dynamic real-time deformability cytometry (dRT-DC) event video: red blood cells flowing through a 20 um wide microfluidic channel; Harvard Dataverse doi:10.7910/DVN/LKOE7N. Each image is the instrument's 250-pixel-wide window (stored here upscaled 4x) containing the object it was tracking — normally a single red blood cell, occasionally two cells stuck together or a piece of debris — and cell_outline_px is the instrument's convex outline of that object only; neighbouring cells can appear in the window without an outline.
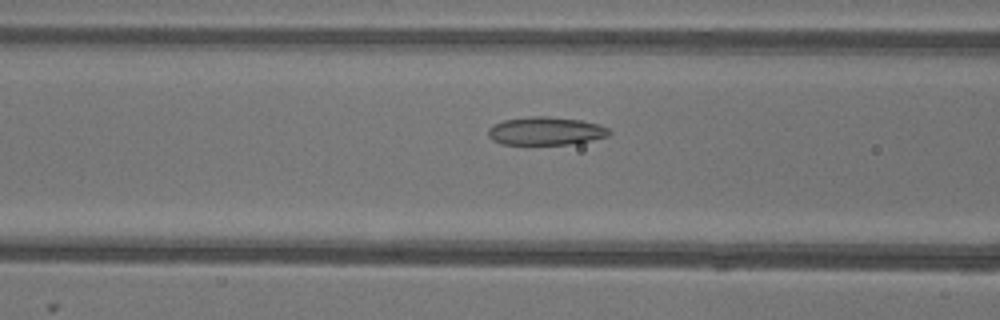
{"species": "common noctule bat (a hibernating species)", "species_latin": "Nyctalus noctula", "temperature_condition": "warm", "stored_images_in_passage": 42, "camera_frame_rate_fps": 3000, "um_per_image_px": 0.085, "animal": {"sex": "female"}, "frame": {"image": 1, "passage_image": 10, "time_ms": 3.0, "image_size_px": [1000, 320], "cell_outline_px": [[612, 132], [608, 136], [592, 140], [568, 144], [500, 144], [492, 140], [488, 136], [488, 128], [492, 124], [504, 120], [528, 116], [548, 116], [580, 120], [600, 124], [608, 128]], "centroid_in_image_um": [46.37, 11.13], "position_along_channel_um": 120.2, "area_um2": 20.0}}
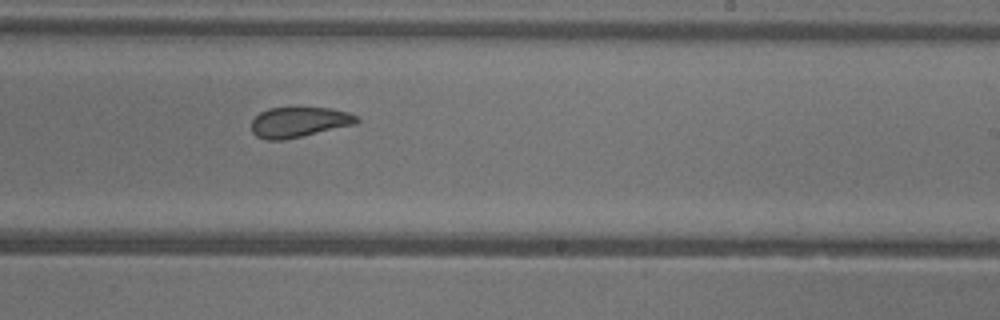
{"frame": {"image": 2, "passage_image": 21, "time_ms": 6.667, "image_size_px": [1000, 320], "cell_outline_px": [[360, 120], [356, 124], [284, 140], [264, 140], [256, 136], [252, 132], [252, 120], [260, 112], [268, 108], [328, 108], [348, 112], [356, 116]], "centroid_in_image_um": [25.4, 10.39], "position_along_channel_um": 263.6, "area_um2": 18.5}}
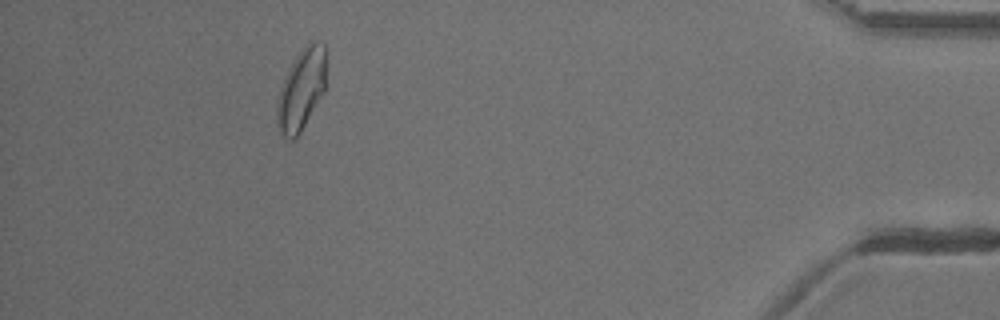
{"frame": {"image": 3, "passage_image": 37, "time_ms": 12.0, "image_size_px": [1000, 320], "cell_outline_px": [[324, 92], [296, 140], [288, 140], [280, 132], [276, 124], [276, 104], [280, 88], [284, 76], [288, 68], [296, 56], [308, 40], [316, 40], [324, 44]], "centroid_in_image_um": [25.57, 7.64], "position_along_channel_um": 409.6, "area_um2": 23.41}, "authors_computed_cell_mechanics": {"area_um2": 20.4323, "velocity_mm_per_s": 3.9126, "shape_relaxation_time_tau1_ms": 6.2862, "shape_relaxation_time_tau2_ms": 1.8831, "deformation_change_tau1": 0.1342, "deformation_change_tau2": 0.0776}}